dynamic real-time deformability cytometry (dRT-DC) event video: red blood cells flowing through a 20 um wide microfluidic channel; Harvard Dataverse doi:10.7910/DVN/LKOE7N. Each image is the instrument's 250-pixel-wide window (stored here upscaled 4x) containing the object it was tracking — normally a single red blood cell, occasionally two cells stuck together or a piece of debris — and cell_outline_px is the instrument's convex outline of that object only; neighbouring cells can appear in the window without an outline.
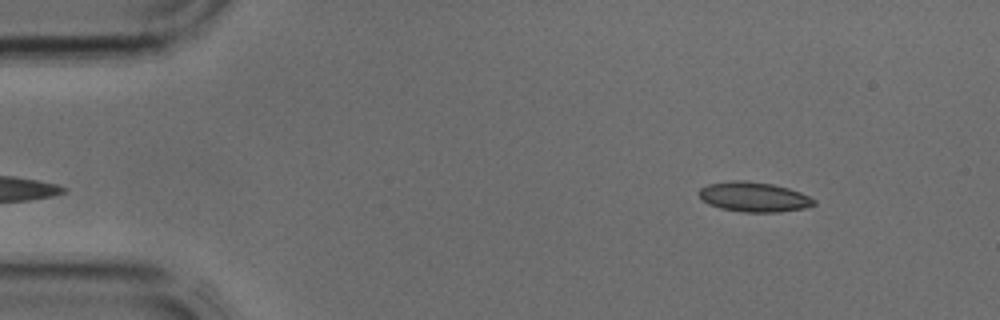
{"species": "common noctule bat (a hibernating species)", "species_latin": "Nyctalus noctula", "temperature_condition": "cold", "stored_images_in_passage": 2, "camera_frame_rate_fps": 3000, "um_per_image_px": 0.085, "animal": {"sex": "male", "body_mass_g": 17.9, "forearm_length_mm": 54.2}, "frame": {"image": 1, "passage_image": 2, "time_ms": 0.333, "image_size_px": [1000, 320], "cell_outline_px": [[816, 204], [804, 208], [780, 212], [744, 212], [720, 208], [708, 204], [696, 192], [700, 188], [708, 184], [732, 180], [744, 180], [772, 184], [788, 188], [800, 192], [816, 200]], "centroid_in_image_um": [64.07, 16.73], "position_along_channel_um": 20.9, "area_um2": 20.0}}